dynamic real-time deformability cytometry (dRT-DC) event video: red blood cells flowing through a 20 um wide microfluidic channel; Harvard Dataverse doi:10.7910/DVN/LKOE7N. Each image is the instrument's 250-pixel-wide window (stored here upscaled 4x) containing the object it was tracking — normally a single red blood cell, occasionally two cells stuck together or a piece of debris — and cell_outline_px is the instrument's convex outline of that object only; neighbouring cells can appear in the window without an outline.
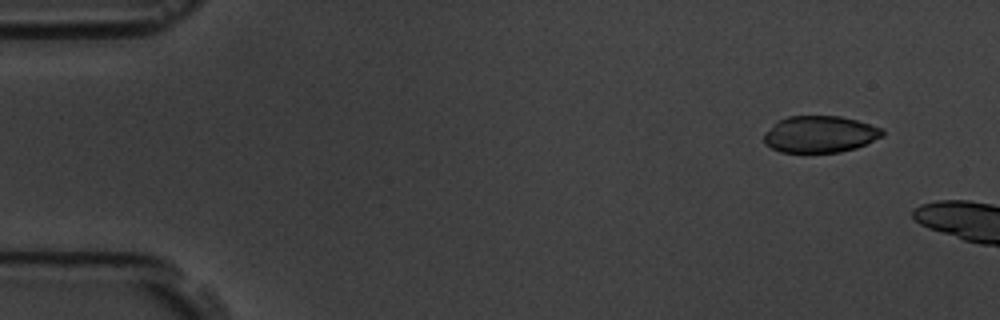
{"species": "common noctule bat (a hibernating species)", "species_latin": "Nyctalus noctula", "temperature_condition": "room temperature", "stored_images_in_passage": 3, "camera_frame_rate_fps": 3000, "um_per_image_px": 0.085, "animal": {"sex": "male", "body_mass_g": 19.5, "forearm_length_mm": 54.6}, "frame": {"image": 1, "passage_image": 1, "time_ms": 0.0, "image_size_px": [1000, 320], "cell_outline_px": [[884, 136], [856, 148], [840, 152], [780, 152], [764, 144], [764, 132], [776, 120], [788, 116], [840, 116], [856, 120], [884, 128]], "centroid_in_image_um": [69.68, 11.4], "position_along_channel_um": 15.3, "area_um2": 25.61}}